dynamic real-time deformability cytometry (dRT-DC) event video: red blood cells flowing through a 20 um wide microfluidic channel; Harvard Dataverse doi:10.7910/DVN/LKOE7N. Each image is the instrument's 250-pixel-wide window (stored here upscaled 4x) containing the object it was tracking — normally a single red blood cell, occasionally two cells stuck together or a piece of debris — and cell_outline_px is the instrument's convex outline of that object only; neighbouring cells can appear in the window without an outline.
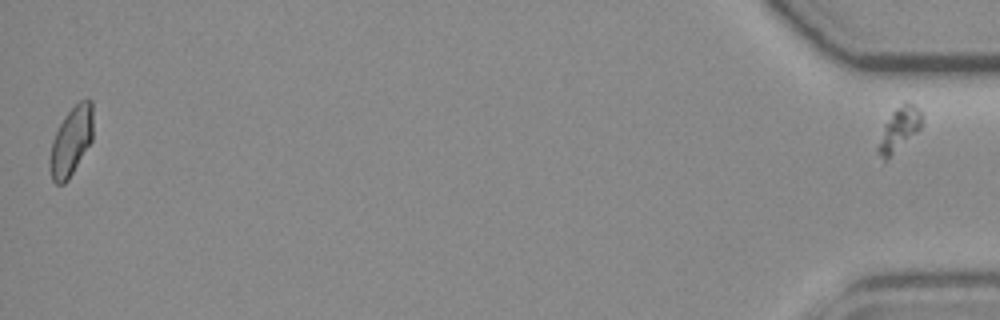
{"species": "common noctule bat (a hibernating species)", "species_latin": "Nyctalus noctula", "temperature_condition": "room temperature", "stored_images_in_passage": 38, "segment_of_instrument_passage": [2, 2], "camera_frame_rate_fps": 3000, "um_per_image_px": 0.085, "animal": {"sex": "female", "body_mass_g": 19.3, "forearm_length_mm": 54.1}, "frame": {"image": 1, "passage_image": 38, "time_ms": 12.333, "image_size_px": [1000, 320], "cell_outline_px": [[924, 120], [920, 128], [916, 132], [884, 160], [876, 152], [876, 148], [884, 124], [892, 112], [904, 100], [908, 100], [924, 116]], "centroid_in_image_um": [76.42, 10.92], "position_along_channel_um": 358.8, "area_um2": 10.87}}